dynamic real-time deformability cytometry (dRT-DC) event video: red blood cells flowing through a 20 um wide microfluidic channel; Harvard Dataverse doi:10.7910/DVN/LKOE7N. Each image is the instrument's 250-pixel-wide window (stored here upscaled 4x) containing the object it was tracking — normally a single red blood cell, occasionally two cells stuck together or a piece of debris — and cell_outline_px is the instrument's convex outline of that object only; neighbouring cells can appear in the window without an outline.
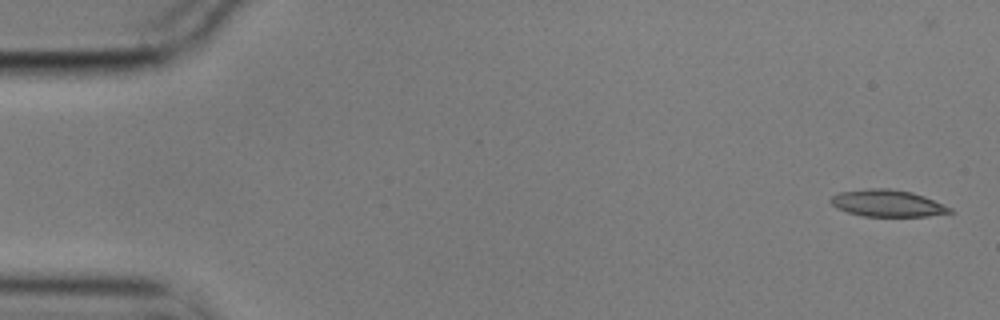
{"species": "common noctule bat (a hibernating species)", "species_latin": "Nyctalus noctula", "temperature_condition": "cold", "stored_images_in_passage": 56, "camera_frame_rate_fps": 3000, "um_per_image_px": 0.085, "animal": {"sex": "male", "body_mass_g": 17.9}, "frame": {"image": 1, "passage_image": 1, "time_ms": 0.0, "image_size_px": [1000, 320], "cell_outline_px": [[956, 212], [928, 216], [864, 216], [848, 212], [836, 208], [828, 200], [832, 196], [840, 192], [868, 188], [888, 188], [912, 192], [924, 196], [952, 208]], "centroid_in_image_um": [75.44, 17.27], "position_along_channel_um": 9.6, "area_um2": 18.67}}
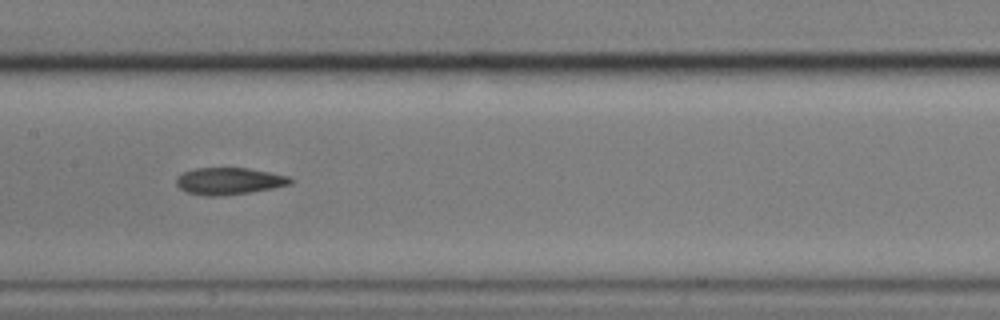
{"frame": {"image": 2, "passage_image": 27, "time_ms": 8.667, "image_size_px": [1000, 320], "cell_outline_px": [[292, 184], [272, 188], [224, 196], [208, 196], [188, 192], [180, 188], [176, 184], [176, 176], [180, 172], [196, 168], [248, 168], [288, 176], [292, 180]], "centroid_in_image_um": [19.42, 15.38], "position_along_channel_um": 188.0, "area_um2": 17.86}}
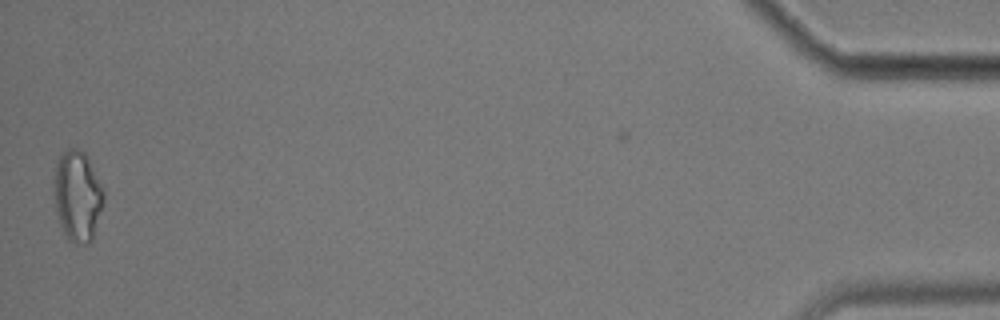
{"frame": {"image": 3, "passage_image": 55, "time_ms": 18.0, "image_size_px": [1000, 320], "cell_outline_px": [[104, 200], [92, 240], [88, 244], [76, 244], [68, 240], [60, 224], [52, 192], [56, 164], [60, 156], [68, 148], [80, 148], [84, 152], [104, 188]], "centroid_in_image_um": [6.58, 16.66], "position_along_channel_um": 428.6, "area_um2": 26.36}, "authors_computed_cell_mechanics": {"area_um2": 18.6694, "velocity_mm_per_s": 3.5489, "shape_relaxation_time_tau1_ms": null, "shape_relaxation_time_tau2_ms": 6.2038, "deformation_change_tau1": null, "deformation_change_tau2": 0.1418}}